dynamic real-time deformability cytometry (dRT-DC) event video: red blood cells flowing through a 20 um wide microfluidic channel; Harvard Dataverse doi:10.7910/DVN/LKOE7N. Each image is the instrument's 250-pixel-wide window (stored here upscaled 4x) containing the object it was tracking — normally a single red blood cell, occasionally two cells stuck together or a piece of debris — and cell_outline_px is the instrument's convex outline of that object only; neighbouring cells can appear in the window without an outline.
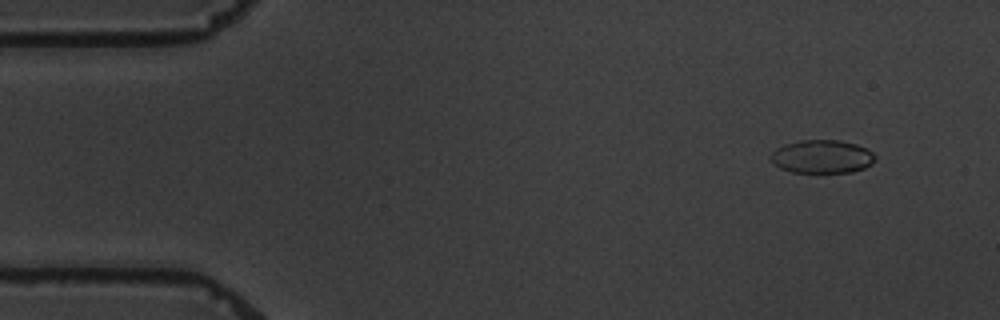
{"species": "common noctule bat (a hibernating species)", "species_latin": "Nyctalus noctula", "temperature_condition": "warm", "stored_images_in_passage": 6, "camera_frame_rate_fps": 3000, "um_per_image_px": 0.085, "animal": {"sex": "male", "body_mass_g": 19.5, "forearm_length_mm": 54.6}, "frame": {"image": 1, "passage_image": 6, "time_ms": 6.667, "image_size_px": [1000, 320], "cell_outline_px": [[876, 160], [872, 164], [864, 168], [852, 172], [792, 172], [780, 168], [772, 160], [772, 152], [776, 148], [784, 144], [800, 140], [840, 140], [856, 144], [872, 152], [876, 156]], "centroid_in_image_um": [69.9, 13.31], "position_along_channel_um": 15.1, "area_um2": 20.17}}